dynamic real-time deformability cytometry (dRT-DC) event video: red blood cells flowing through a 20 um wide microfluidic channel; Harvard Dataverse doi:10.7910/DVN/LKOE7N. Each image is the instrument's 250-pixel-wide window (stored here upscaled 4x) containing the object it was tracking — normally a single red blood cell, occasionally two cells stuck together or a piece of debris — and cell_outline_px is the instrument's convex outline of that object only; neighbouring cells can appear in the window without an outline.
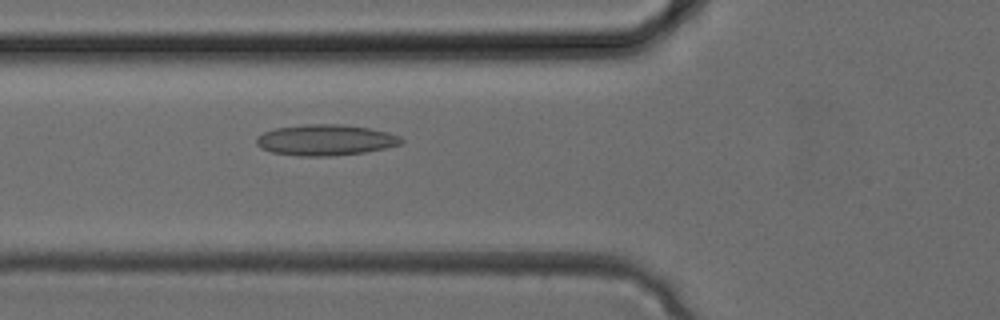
{"species": "common noctule bat (a hibernating species)", "species_latin": "Nyctalus noctula", "temperature_condition": "cold", "stored_images_in_passage": 33, "camera_frame_rate_fps": 3000, "um_per_image_px": 0.085, "animal": {"sex": "female", "body_mass_g": 24.6, "forearm_length_mm": 56.2}, "frame": {"image": 1, "passage_image": 12, "time_ms": 3.667, "image_size_px": [1000, 320], "cell_outline_px": [[404, 140], [400, 144], [384, 148], [364, 152], [332, 156], [296, 156], [272, 152], [260, 148], [256, 144], [256, 136], [264, 132], [276, 128], [304, 124], [340, 124], [368, 128], [388, 132], [400, 136]], "centroid_in_image_um": [27.63, 11.9], "position_along_channel_um": 98.2, "area_um2": 26.13}}
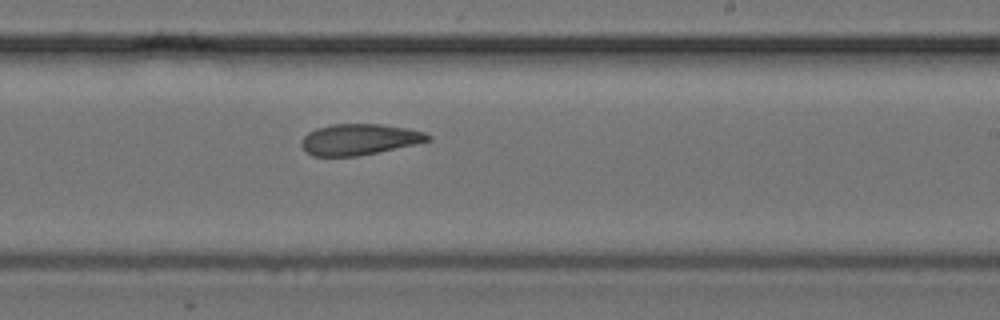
{"frame": {"image": 2, "passage_image": 20, "time_ms": 6.333, "image_size_px": [1000, 320], "cell_outline_px": [[432, 140], [416, 144], [360, 156], [312, 156], [300, 144], [300, 140], [308, 132], [316, 128], [332, 124], [380, 124], [408, 128], [424, 132], [432, 136]], "centroid_in_image_um": [30.55, 11.85], "position_along_channel_um": 258.4, "area_um2": 23.0}}
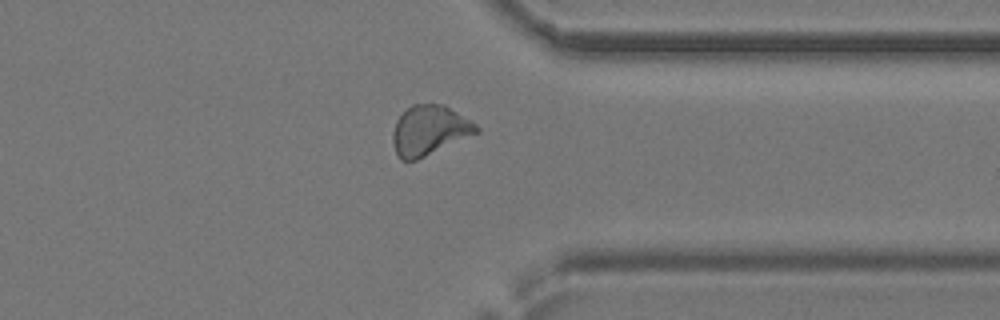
{"frame": {"image": 3, "passage_image": 26, "time_ms": 8.333, "image_size_px": [1000, 320], "cell_outline_px": [[480, 132], [416, 160], [400, 160], [396, 152], [392, 140], [392, 132], [396, 120], [412, 104], [444, 104], [476, 124], [480, 128]], "centroid_in_image_um": [36.49, 11.08], "position_along_channel_um": 374.9, "area_um2": 24.1}}